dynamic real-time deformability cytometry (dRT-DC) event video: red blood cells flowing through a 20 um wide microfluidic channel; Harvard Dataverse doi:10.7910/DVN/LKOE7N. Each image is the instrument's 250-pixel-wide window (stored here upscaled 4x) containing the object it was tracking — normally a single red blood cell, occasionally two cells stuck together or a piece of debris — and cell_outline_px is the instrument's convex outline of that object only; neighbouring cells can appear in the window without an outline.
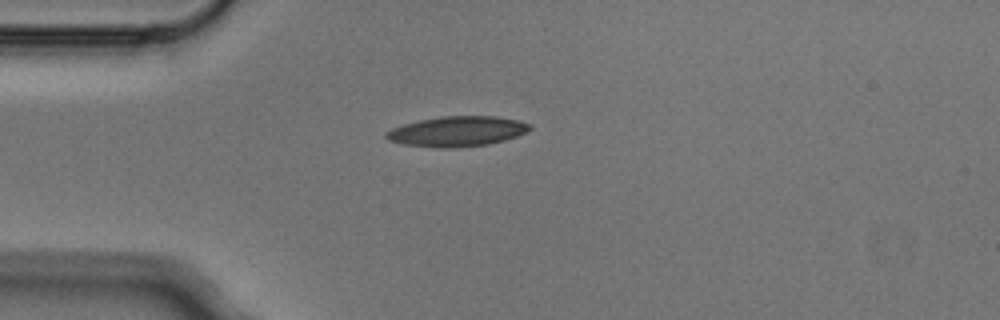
{"species": "Egyptian fruit bat (a non-hibernating species)", "species_latin": "Rousettus aegyptiacus", "temperature_condition": "cold", "stored_images_in_passage": 1, "camera_frame_rate_fps": 3000, "um_per_image_px": 0.085, "animal": {"sex": "male"}, "frame": {"image": 1, "passage_image": 1, "time_ms": 0.0, "image_size_px": [1000, 320], "cell_outline_px": [[532, 128], [516, 136], [504, 140], [488, 144], [460, 148], [440, 148], [404, 144], [388, 140], [384, 136], [384, 132], [392, 128], [404, 124], [420, 120], [440, 116], [496, 116], [516, 120], [532, 124]], "centroid_in_image_um": [38.83, 11.17], "position_along_channel_um": 46.2, "area_um2": 25.26}}